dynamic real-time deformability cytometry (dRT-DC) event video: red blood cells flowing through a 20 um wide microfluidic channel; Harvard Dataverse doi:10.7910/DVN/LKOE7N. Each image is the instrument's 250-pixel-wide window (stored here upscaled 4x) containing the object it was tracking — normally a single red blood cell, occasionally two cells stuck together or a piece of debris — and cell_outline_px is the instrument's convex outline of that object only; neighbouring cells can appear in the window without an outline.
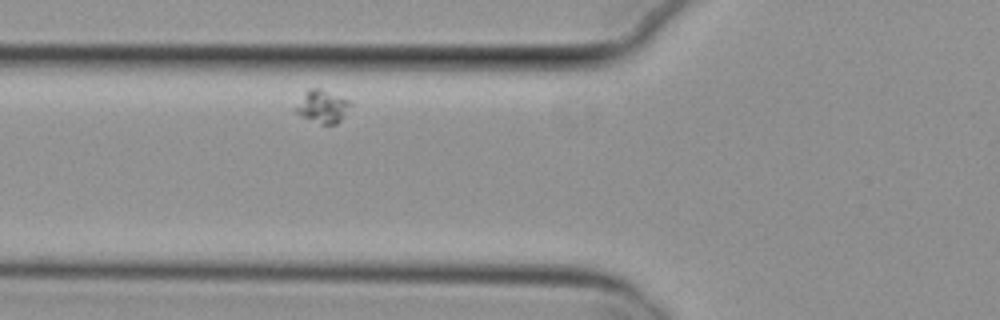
{"species": "common noctule bat (a hibernating species)", "species_latin": "Nyctalus noctula", "temperature_condition": "cold", "stored_images_in_passage": 3, "camera_frame_rate_fps": 3000, "um_per_image_px": 0.085, "animal": {"sex": "female", "body_mass_g": 29.2, "forearm_length_mm": 56.3}, "frame": {"image": 1, "passage_image": 3, "time_ms": 0.667, "image_size_px": [1000, 320], "cell_outline_px": [[352, 104], [340, 120], [336, 124], [320, 124], [296, 112], [292, 108], [308, 88], [320, 88], [348, 100]], "centroid_in_image_um": [27.37, 9.03], "position_along_channel_um": 98.4, "area_um2": 10.29}}